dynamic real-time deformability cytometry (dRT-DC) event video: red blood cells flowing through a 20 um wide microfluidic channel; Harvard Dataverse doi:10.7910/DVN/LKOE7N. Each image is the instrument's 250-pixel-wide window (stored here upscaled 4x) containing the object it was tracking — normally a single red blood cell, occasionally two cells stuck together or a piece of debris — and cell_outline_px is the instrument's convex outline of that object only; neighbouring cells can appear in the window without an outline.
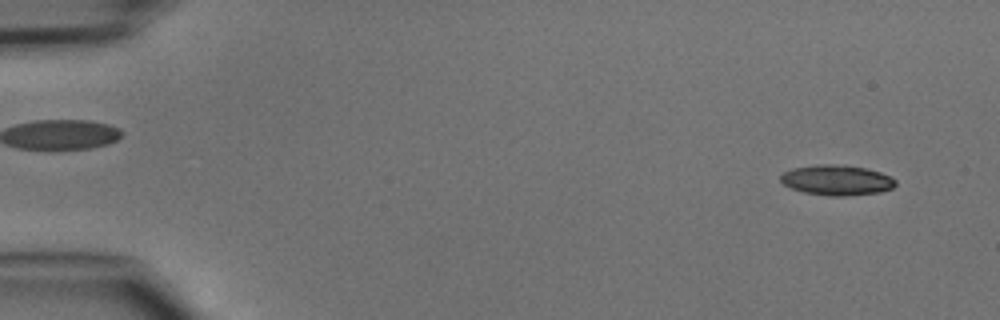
{"species": "common noctule bat (a hibernating species)", "species_latin": "Nyctalus noctula", "temperature_condition": "cold", "stored_images_in_passage": 47, "camera_frame_rate_fps": 3000, "um_per_image_px": 0.085, "animal": {"sex": "male", "body_mass_g": 15.6}, "frame": {"image": 1, "passage_image": 3, "time_ms": 0.667, "image_size_px": [1000, 320], "cell_outline_px": [[896, 184], [892, 188], [880, 192], [844, 196], [832, 196], [804, 192], [792, 188], [784, 184], [780, 180], [780, 176], [784, 172], [792, 168], [816, 164], [828, 164], [868, 168], [880, 172], [896, 180]], "centroid_in_image_um": [71.12, 15.31], "position_along_channel_um": 13.9, "area_um2": 20.11}}
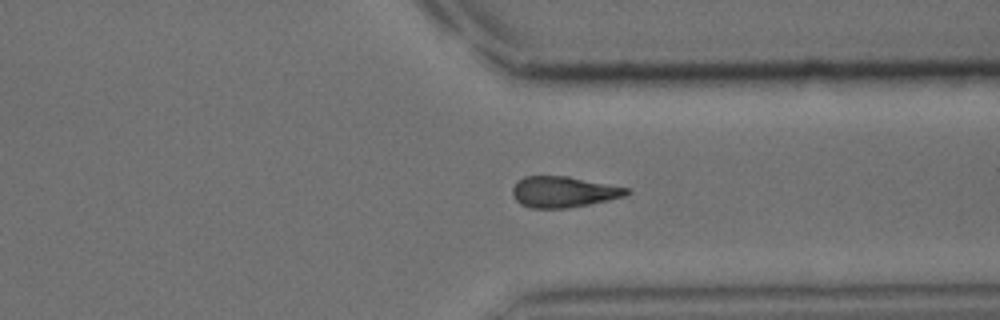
{"frame": {"image": 2, "passage_image": 36, "time_ms": 11.667, "image_size_px": [1000, 320], "cell_outline_px": [[628, 192], [624, 196], [608, 200], [568, 208], [532, 208], [520, 204], [512, 196], [512, 188], [516, 180], [524, 176], [568, 176], [628, 188]], "centroid_in_image_um": [47.82, 16.3], "position_along_channel_um": 363.6, "area_um2": 20.52}}
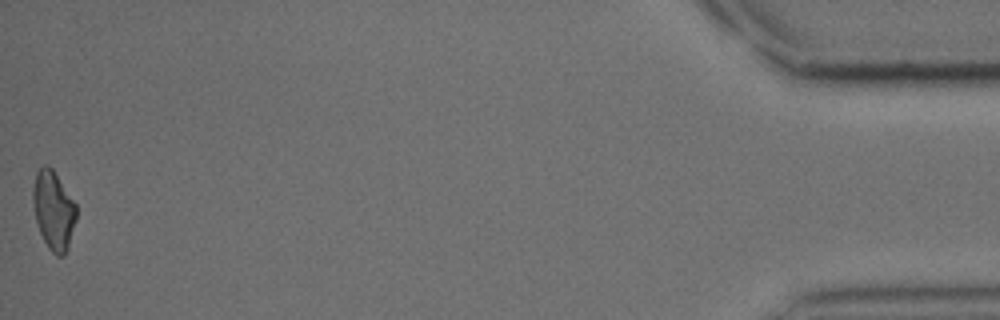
{"frame": {"image": 3, "passage_image": 47, "time_ms": 15.333, "image_size_px": [1000, 320], "cell_outline_px": [[76, 220], [68, 248], [64, 256], [56, 256], [48, 248], [40, 232], [36, 220], [32, 200], [32, 188], [36, 172], [44, 164], [48, 164], [52, 168], [76, 204]], "centroid_in_image_um": [4.54, 17.87], "position_along_channel_um": 430.7, "area_um2": 19.94}}